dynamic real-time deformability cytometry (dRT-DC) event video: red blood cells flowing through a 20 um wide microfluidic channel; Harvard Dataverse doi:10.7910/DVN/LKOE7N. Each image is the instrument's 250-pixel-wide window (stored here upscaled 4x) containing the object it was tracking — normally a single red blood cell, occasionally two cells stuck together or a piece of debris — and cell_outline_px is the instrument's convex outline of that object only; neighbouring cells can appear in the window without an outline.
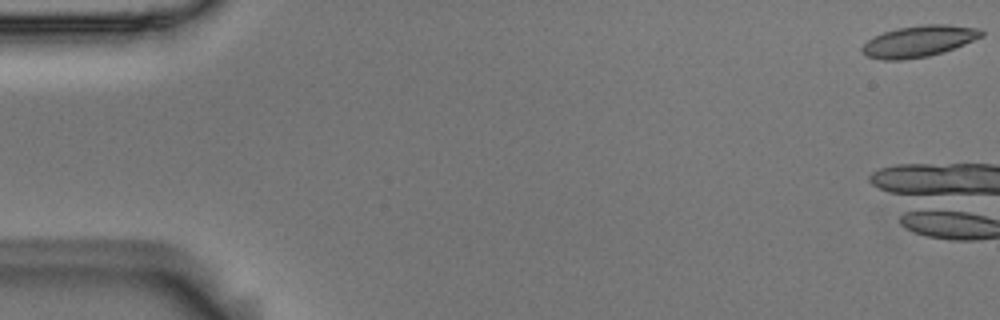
{"species": "Egyptian fruit bat (a non-hibernating species)", "species_latin": "Rousettus aegyptiacus", "temperature_condition": "room temperature", "stored_images_in_passage": 5, "camera_frame_rate_fps": 3000, "um_per_image_px": 0.085, "animal": {"sex": "male"}, "frame": {"image": 1, "passage_image": 1, "time_ms": 0.0, "image_size_px": [1000, 320], "cell_outline_px": [[984, 36], [944, 52], [928, 56], [904, 60], [880, 60], [868, 56], [860, 52], [860, 48], [868, 40], [884, 32], [900, 28], [924, 24], [948, 24], [980, 28], [984, 32]], "centroid_in_image_um": [78.12, 3.51], "position_along_channel_um": 6.9, "area_um2": 21.85}}